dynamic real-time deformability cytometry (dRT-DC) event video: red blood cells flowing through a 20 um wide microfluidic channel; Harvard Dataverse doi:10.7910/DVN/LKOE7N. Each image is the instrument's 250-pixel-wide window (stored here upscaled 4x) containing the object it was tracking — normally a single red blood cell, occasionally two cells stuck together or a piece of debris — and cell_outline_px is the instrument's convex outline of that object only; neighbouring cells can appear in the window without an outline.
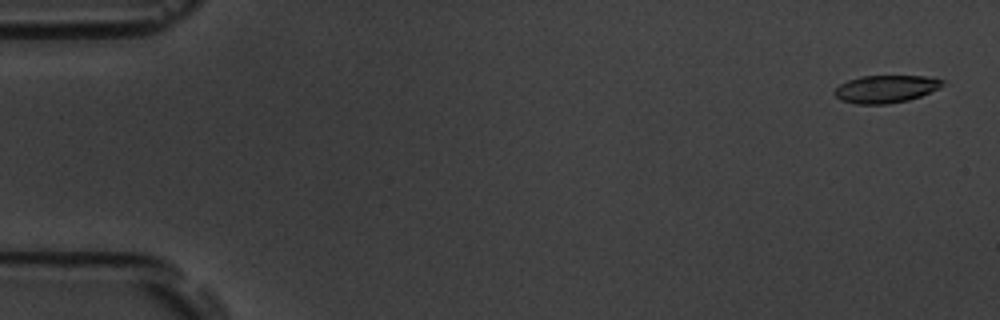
{"species": "common noctule bat (a hibernating species)", "species_latin": "Nyctalus noctula", "temperature_condition": "room temperature", "stored_images_in_passage": 15, "camera_frame_rate_fps": 3000, "um_per_image_px": 0.085, "animal": {"sex": "male", "body_mass_g": 19.5, "forearm_length_mm": 54.6}, "frame": {"image": 1, "passage_image": 2, "time_ms": 0.333, "image_size_px": [1000, 320], "cell_outline_px": [[944, 84], [940, 88], [920, 96], [908, 100], [888, 104], [856, 104], [840, 100], [832, 92], [840, 84], [848, 80], [860, 76], [924, 76], [944, 80]], "centroid_in_image_um": [75.27, 7.56], "position_along_channel_um": 9.7, "area_um2": 17.4}}